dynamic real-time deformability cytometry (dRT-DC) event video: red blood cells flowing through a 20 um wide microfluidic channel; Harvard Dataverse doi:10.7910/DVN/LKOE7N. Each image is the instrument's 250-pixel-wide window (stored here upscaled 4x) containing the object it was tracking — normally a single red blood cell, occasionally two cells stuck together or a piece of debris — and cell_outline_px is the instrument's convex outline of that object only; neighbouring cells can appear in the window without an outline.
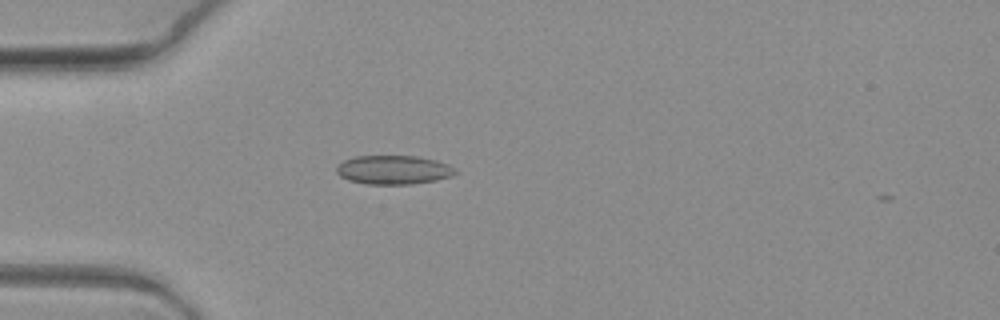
{"species": "common noctule bat (a hibernating species)", "species_latin": "Nyctalus noctula", "temperature_condition": "warm", "stored_images_in_passage": 2, "camera_frame_rate_fps": 3000, "um_per_image_px": 0.085, "animal": {"sex": "female", "body_mass_g": 19.3, "forearm_length_mm": 54.1}, "frame": {"image": 1, "passage_image": 1, "time_ms": 0.0, "image_size_px": [1000, 320], "cell_outline_px": [[456, 172], [452, 176], [436, 180], [412, 184], [368, 184], [348, 180], [340, 176], [336, 172], [336, 168], [344, 160], [356, 156], [416, 156], [436, 160], [448, 164]], "centroid_in_image_um": [33.43, 14.44], "position_along_channel_um": 51.6, "area_um2": 19.88}}